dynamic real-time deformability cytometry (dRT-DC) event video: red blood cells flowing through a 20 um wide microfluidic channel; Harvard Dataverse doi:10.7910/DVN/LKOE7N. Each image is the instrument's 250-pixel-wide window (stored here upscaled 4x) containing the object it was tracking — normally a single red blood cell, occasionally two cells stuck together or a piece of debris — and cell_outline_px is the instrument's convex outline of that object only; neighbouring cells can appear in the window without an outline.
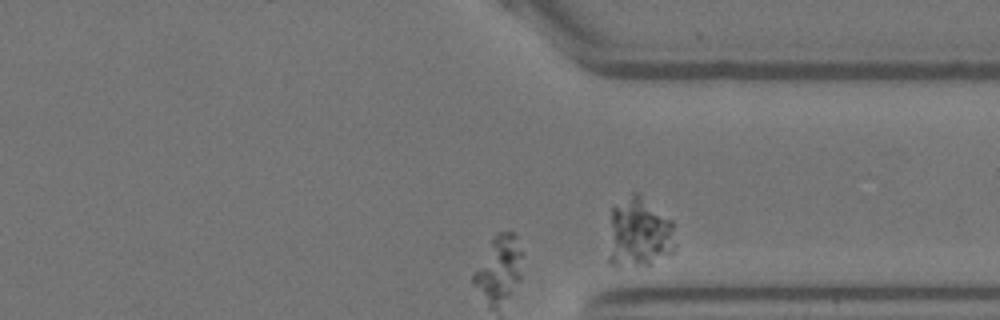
{"species": "Egyptian fruit bat (a non-hibernating species)", "species_latin": "Rousettus aegyptiacus", "temperature_condition": "warm", "stored_images_in_passage": 34, "segment_of_instrument_passage": [2, 2], "camera_frame_rate_fps": 3000, "um_per_image_px": 0.085, "animal": {"sex": "female"}, "frame": {"image": 1, "passage_image": 34, "time_ms": 11.0, "image_size_px": [1000, 320], "cell_outline_px": [[676, 248], [672, 252], [648, 268], [616, 268], [608, 260], [608, 256], [612, 208], [632, 192], [636, 192], [672, 220], [676, 244]], "centroid_in_image_um": [54.33, 19.89], "position_along_channel_um": 357.1, "area_um2": 28.09}}